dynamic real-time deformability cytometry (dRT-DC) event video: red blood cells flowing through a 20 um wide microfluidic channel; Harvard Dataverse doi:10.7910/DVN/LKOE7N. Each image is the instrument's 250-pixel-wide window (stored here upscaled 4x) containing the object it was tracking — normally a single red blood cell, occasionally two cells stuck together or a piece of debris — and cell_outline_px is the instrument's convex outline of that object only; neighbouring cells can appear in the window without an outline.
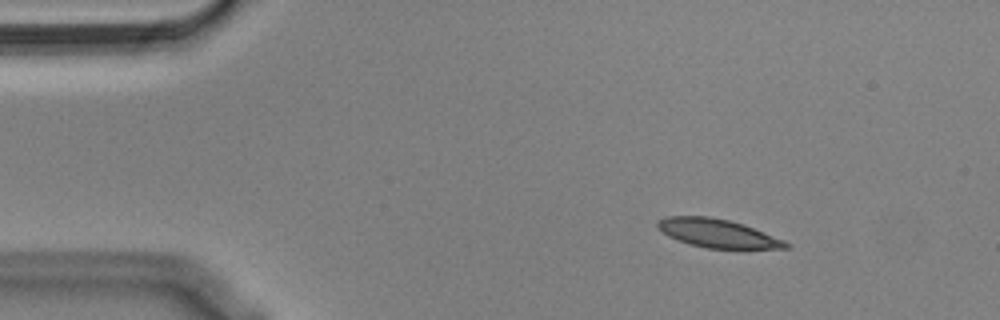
{"species": "Egyptian fruit bat (a non-hibernating species)", "species_latin": "Rousettus aegyptiacus", "temperature_condition": "cold", "stored_images_in_passage": 48, "camera_frame_rate_fps": 3000, "um_per_image_px": 0.085, "animal": {"sex": "male"}, "frame": {"image": 1, "passage_image": 1, "time_ms": 0.0, "image_size_px": [1000, 320], "cell_outline_px": [[792, 248], [736, 252], [708, 248], [688, 244], [668, 236], [656, 224], [656, 220], [664, 216], [708, 216], [728, 220], [744, 224], [784, 240], [792, 244]], "centroid_in_image_um": [61.12, 19.89], "position_along_channel_um": 23.9, "area_um2": 22.43}}
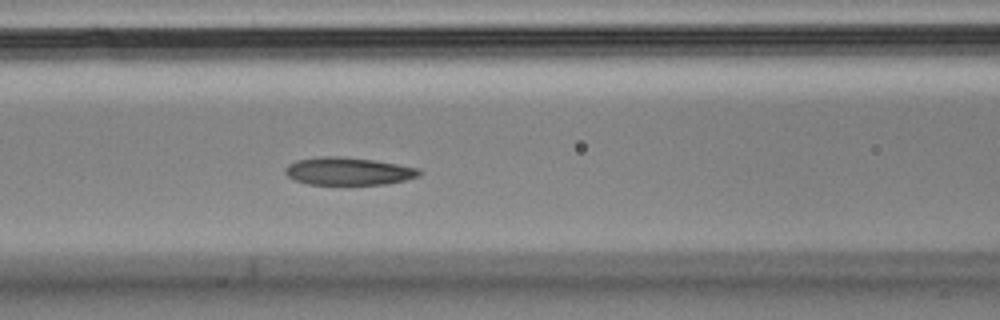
{"frame": {"image": 2, "passage_image": 16, "time_ms": 5.0, "image_size_px": [1000, 320], "cell_outline_px": [[424, 172], [420, 176], [388, 184], [308, 184], [296, 180], [288, 176], [284, 172], [284, 168], [288, 164], [296, 160], [320, 156], [336, 156], [372, 160], [420, 168]], "centroid_in_image_um": [29.62, 14.55], "position_along_channel_um": 137.0, "area_um2": 21.62}}
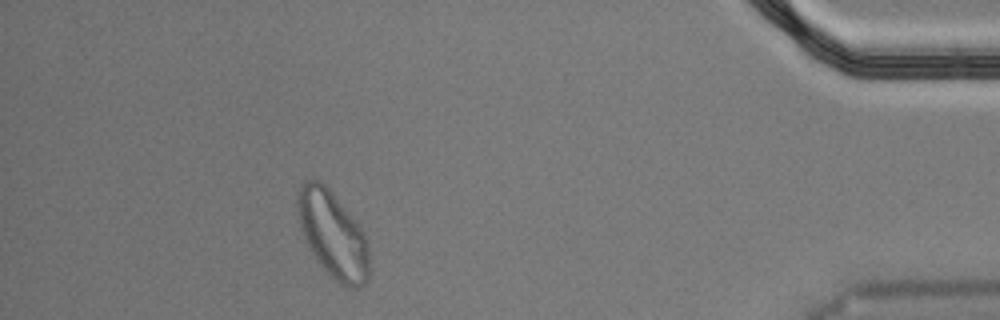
{"frame": {"image": 3, "passage_image": 43, "time_ms": 14.0, "image_size_px": [1000, 320], "cell_outline_px": [[368, 280], [360, 288], [344, 288], [320, 264], [312, 252], [304, 236], [300, 224], [296, 204], [296, 200], [300, 184], [304, 180], [320, 180], [332, 192], [364, 232], [368, 248]], "centroid_in_image_um": [28.29, 19.94], "position_along_channel_um": 406.9, "area_um2": 35.72}, "authors_computed_cell_mechanics": {"area_um2": 22.5131, "velocity_mm_per_s": 3.5874, "shape_relaxation_time_tau1_ms": null, "shape_relaxation_time_tau2_ms": 3.1393, "deformation_change_tau1": null, "deformation_change_tau2": 0.0822}}